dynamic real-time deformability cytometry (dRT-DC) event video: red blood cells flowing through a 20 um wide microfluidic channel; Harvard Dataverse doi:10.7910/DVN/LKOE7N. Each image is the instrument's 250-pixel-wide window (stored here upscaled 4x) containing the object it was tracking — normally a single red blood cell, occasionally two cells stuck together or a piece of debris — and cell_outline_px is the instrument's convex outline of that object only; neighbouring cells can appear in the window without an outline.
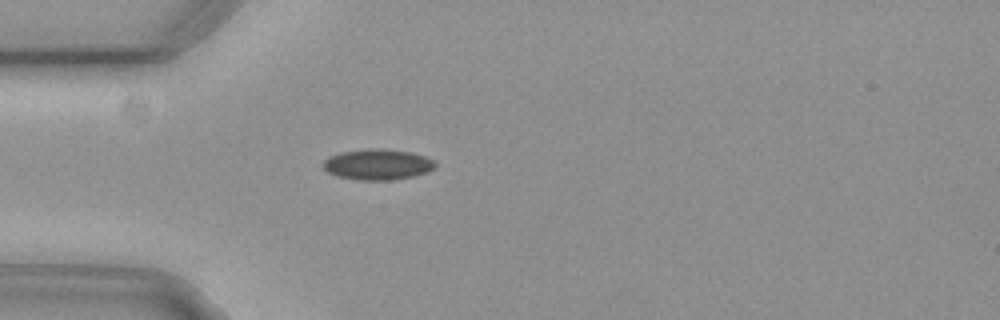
{"species": "common noctule bat (a hibernating species)", "species_latin": "Nyctalus noctula", "temperature_condition": "cold", "stored_images_in_passage": 29, "camera_frame_rate_fps": 3000, "um_per_image_px": 0.085, "animal": {"sex": "female", "body_mass_g": 29.2, "forearm_length_mm": 56.3}, "frame": {"image": 1, "passage_image": 1, "time_ms": 0.0, "image_size_px": [1000, 320], "cell_outline_px": [[436, 164], [428, 172], [412, 176], [392, 180], [356, 180], [336, 176], [328, 172], [320, 164], [328, 156], [340, 152], [372, 148], [376, 148], [408, 152], [424, 156], [432, 160]], "centroid_in_image_um": [32.02, 13.98], "position_along_channel_um": 53.0, "area_um2": 20.0}}
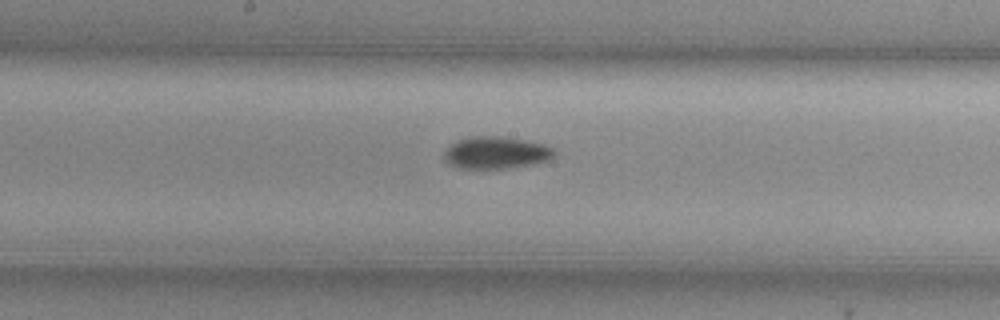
{"frame": {"image": 2, "passage_image": 14, "time_ms": 4.333, "image_size_px": [1000, 320], "cell_outline_px": [[556, 152], [548, 160], [532, 164], [504, 168], [460, 168], [448, 164], [444, 160], [444, 152], [456, 140], [472, 136], [496, 136], [544, 144], [552, 148]], "centroid_in_image_um": [42.12, 12.98], "position_along_channel_um": 206.1, "area_um2": 20.29}}
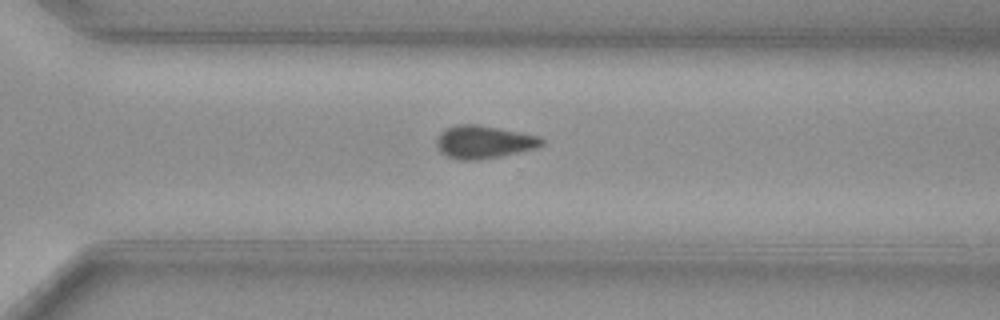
{"frame": {"image": 3, "passage_image": 24, "time_ms": 7.667, "image_size_px": [1000, 320], "cell_outline_px": [[544, 144], [536, 148], [500, 156], [480, 160], [460, 160], [448, 156], [436, 144], [436, 136], [444, 128], [456, 124], [476, 124], [540, 136], [544, 140]], "centroid_in_image_um": [41.11, 12.06], "position_along_channel_um": 329.5, "area_um2": 20.06}, "authors_computed_cell_mechanics": {"area_um2": 19.8254, "velocity_mm_per_s": 3.7119, "shape_relaxation_time_tau1_ms": 7.2846, "shape_relaxation_time_tau2_ms": null, "deformation_change_tau1": 0.0779, "deformation_change_tau2": null}}